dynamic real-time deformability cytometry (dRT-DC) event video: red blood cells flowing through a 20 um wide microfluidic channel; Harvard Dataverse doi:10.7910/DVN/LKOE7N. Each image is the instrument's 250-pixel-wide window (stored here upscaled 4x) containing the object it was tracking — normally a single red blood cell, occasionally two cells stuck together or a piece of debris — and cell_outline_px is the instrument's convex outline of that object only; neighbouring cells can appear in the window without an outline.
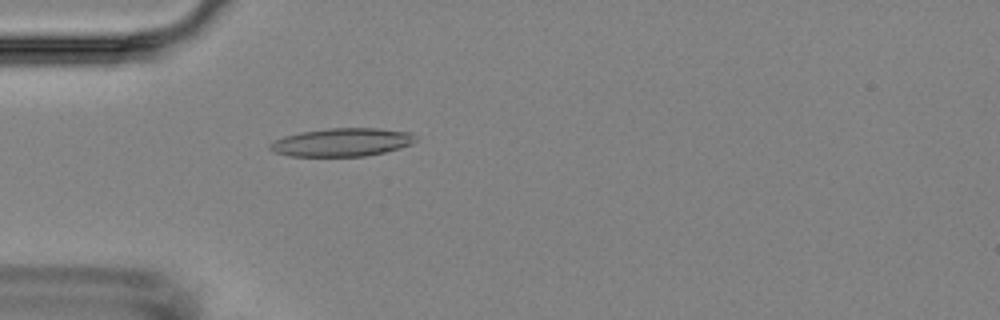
{"species": "Egyptian fruit bat (a non-hibernating species)", "species_latin": "Rousettus aegyptiacus", "temperature_condition": "room temperature", "stored_images_in_passage": 3, "camera_frame_rate_fps": 3000, "um_per_image_px": 0.085, "animal": {"sex": "female"}, "frame": {"image": 1, "passage_image": 3, "time_ms": 2.333, "image_size_px": [1000, 320], "cell_outline_px": [[416, 140], [412, 144], [400, 148], [384, 152], [364, 156], [292, 156], [276, 152], [268, 148], [268, 144], [284, 136], [300, 132], [328, 128], [380, 128], [412, 132], [416, 136]], "centroid_in_image_um": [29.1, 12.08], "position_along_channel_um": 55.9, "area_um2": 23.99}}